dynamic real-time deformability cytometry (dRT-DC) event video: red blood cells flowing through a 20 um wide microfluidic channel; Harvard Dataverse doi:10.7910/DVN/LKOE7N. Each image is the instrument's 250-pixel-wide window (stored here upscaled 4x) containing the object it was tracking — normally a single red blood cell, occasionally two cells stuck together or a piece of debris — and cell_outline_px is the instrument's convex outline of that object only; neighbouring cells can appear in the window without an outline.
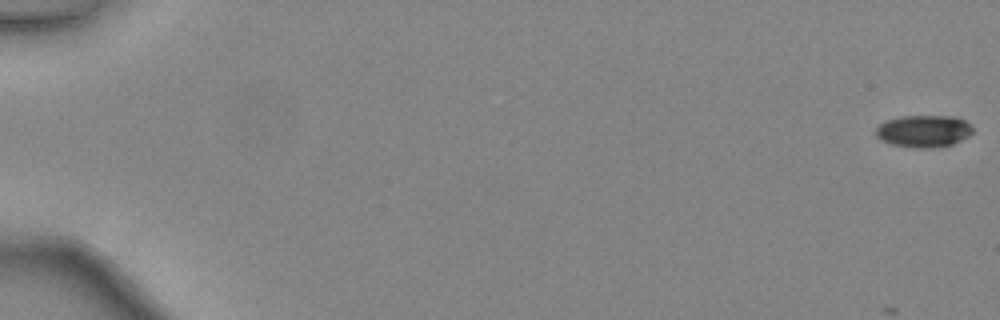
{"species": "common noctule bat (a hibernating species)", "species_latin": "Nyctalus noctula", "temperature_condition": "warm", "stored_images_in_passage": 4, "camera_frame_rate_fps": 3000, "um_per_image_px": 0.085, "animal": {"sex": "female", "body_mass_g": 24.6, "forearm_length_mm": 56.2}, "frame": {"image": 1, "passage_image": 1, "time_ms": 0.0, "image_size_px": [1000, 320], "cell_outline_px": [[972, 132], [968, 136], [952, 144], [940, 148], [916, 148], [888, 144], [880, 140], [876, 136], [876, 128], [884, 120], [900, 116], [956, 116], [964, 120], [972, 128]], "centroid_in_image_um": [78.47, 11.15], "position_along_channel_um": 6.5, "area_um2": 18.38}}